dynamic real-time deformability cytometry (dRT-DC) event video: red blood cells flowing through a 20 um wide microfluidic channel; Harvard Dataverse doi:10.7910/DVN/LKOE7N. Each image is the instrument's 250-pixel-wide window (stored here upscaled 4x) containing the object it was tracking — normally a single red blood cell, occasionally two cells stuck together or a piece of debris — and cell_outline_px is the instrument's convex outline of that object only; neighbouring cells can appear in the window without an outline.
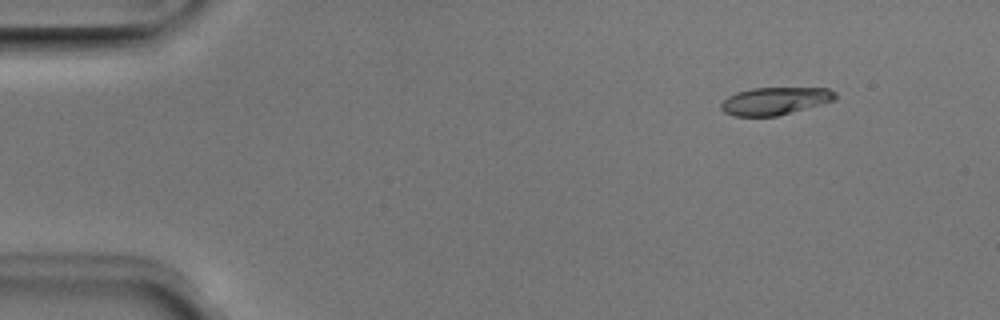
{"species": "Egyptian fruit bat (a non-hibernating species)", "species_latin": "Rousettus aegyptiacus", "temperature_condition": "room temperature", "stored_images_in_passage": 51, "camera_frame_rate_fps": 3000, "um_per_image_px": 0.085, "animal": {"sex": "male"}, "frame": {"image": 1, "passage_image": 6, "time_ms": 1.667, "image_size_px": [1000, 320], "cell_outline_px": [[836, 100], [776, 116], [732, 116], [724, 112], [720, 108], [720, 104], [728, 96], [736, 92], [752, 88], [828, 88], [836, 92]], "centroid_in_image_um": [65.85, 8.58], "position_along_channel_um": 19.1, "area_um2": 18.32}}
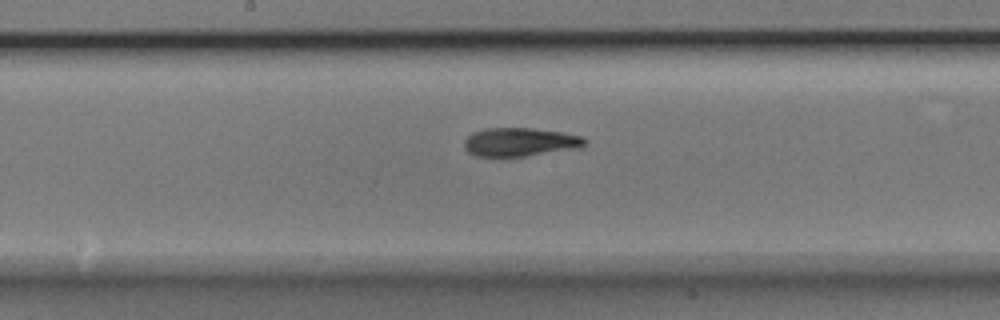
{"frame": {"image": 2, "passage_image": 27, "time_ms": 8.667, "image_size_px": [1000, 320], "cell_outline_px": [[588, 140], [580, 148], [524, 156], [476, 156], [468, 152], [464, 148], [464, 140], [472, 132], [484, 128], [532, 128], [560, 132], [580, 136]], "centroid_in_image_um": [44.17, 12.07], "position_along_channel_um": 204.0, "area_um2": 20.0}}
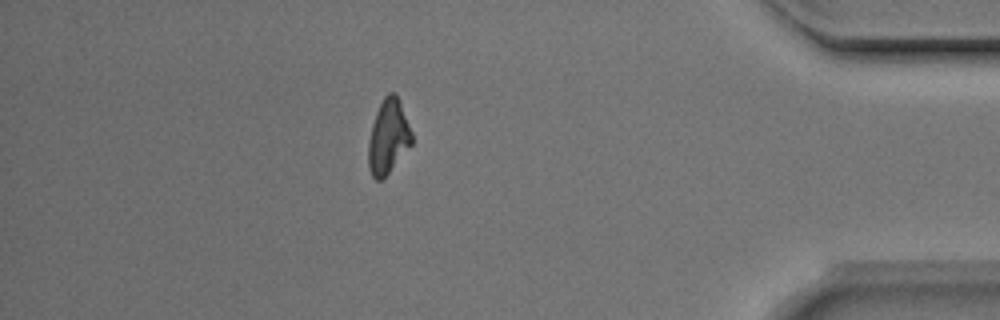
{"frame": {"image": 3, "passage_image": 45, "time_ms": 14.667, "image_size_px": [1000, 320], "cell_outline_px": [[412, 144], [388, 172], [380, 180], [376, 180], [372, 176], [368, 164], [368, 140], [372, 124], [376, 112], [384, 96], [388, 92], [396, 92], [412, 132]], "centroid_in_image_um": [32.99, 11.59], "position_along_channel_um": 402.2, "area_um2": 18.61}, "authors_computed_cell_mechanics": {"area_um2": 19.5364, "velocity_mm_per_s": 3.9644, "shape_relaxation_time_tau1_ms": 5.0471, "shape_relaxation_time_tau2_ms": 2.6732, "deformation_change_tau1": 0.1789, "deformation_change_tau2": 0.0944}}